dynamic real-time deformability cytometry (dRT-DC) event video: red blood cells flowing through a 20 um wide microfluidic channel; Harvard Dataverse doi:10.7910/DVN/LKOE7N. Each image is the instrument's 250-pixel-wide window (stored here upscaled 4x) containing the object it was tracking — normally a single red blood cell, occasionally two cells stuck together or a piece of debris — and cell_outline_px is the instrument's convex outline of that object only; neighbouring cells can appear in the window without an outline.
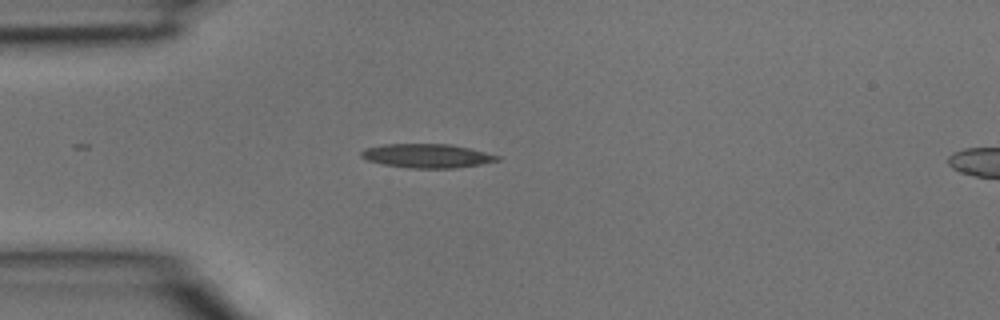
{"species": "common noctule bat (a hibernating species)", "species_latin": "Nyctalus noctula", "temperature_condition": "room temperature", "stored_images_in_passage": 3, "segment_of_instrument_passage": [1, 2], "camera_frame_rate_fps": 3000, "um_per_image_px": 0.085, "animal": {"sex": "male", "body_mass_g": 15.6}, "frame": {"image": 1, "passage_image": 2, "time_ms": 0.333, "image_size_px": [1000, 320], "cell_outline_px": [[500, 160], [480, 164], [456, 168], [408, 168], [384, 164], [368, 160], [360, 156], [360, 152], [364, 148], [384, 144], [452, 144], [500, 156]], "centroid_in_image_um": [36.27, 13.24], "position_along_channel_um": 48.7, "area_um2": 18.9}}